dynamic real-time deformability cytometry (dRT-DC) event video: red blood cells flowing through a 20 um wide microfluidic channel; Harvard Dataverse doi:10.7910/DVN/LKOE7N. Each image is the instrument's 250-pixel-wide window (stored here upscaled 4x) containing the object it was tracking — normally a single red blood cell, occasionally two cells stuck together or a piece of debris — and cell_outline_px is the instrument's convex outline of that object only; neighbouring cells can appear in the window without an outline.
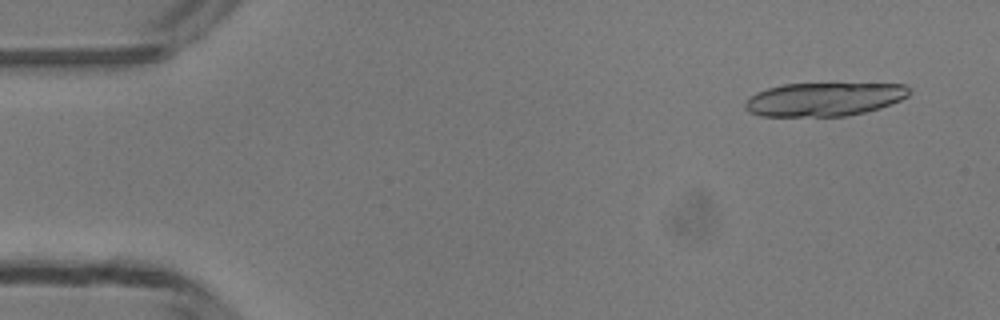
{"species": "common noctule bat (a hibernating species)", "species_latin": "Nyctalus noctula", "temperature_condition": "room temperature", "stored_images_in_passage": 16, "camera_frame_rate_fps": 3000, "um_per_image_px": 0.085, "animal": {"sex": "male", "body_mass_g": 13.3}, "frame": {"image": 1, "passage_image": 3, "time_ms": 0.667, "image_size_px": [1000, 320], "cell_outline_px": [[912, 92], [908, 96], [900, 100], [880, 108], [864, 112], [844, 116], [760, 116], [748, 112], [744, 108], [744, 104], [756, 92], [768, 88], [784, 84], [904, 84]], "centroid_in_image_um": [70.04, 8.44], "position_along_channel_um": 15.0, "area_um2": 31.91}}